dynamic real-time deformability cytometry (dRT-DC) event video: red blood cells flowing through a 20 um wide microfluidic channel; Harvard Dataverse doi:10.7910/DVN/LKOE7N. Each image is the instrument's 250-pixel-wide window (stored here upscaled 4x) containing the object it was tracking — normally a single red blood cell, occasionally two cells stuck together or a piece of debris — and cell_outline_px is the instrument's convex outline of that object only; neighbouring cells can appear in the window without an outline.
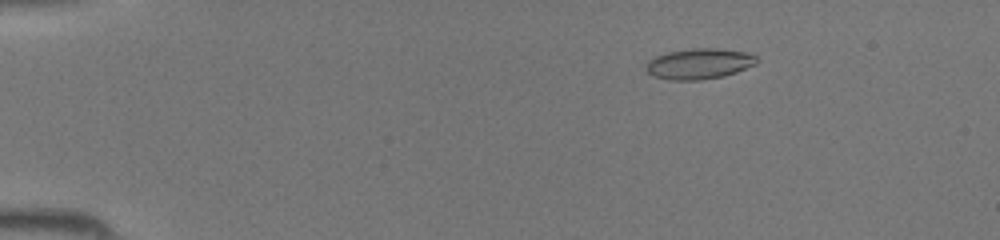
{"species": "common noctule bat (a hibernating species)", "species_latin": "Nyctalus noctula", "temperature_condition": "room temperature", "stored_images_in_passage": 14, "camera_frame_rate_fps": 3000, "um_per_image_px": 0.085, "animal": {"sex": "female", "body_mass_g": 19.5, "forearm_length_mm": 54.1}, "frame": {"image": 1, "passage_image": 8, "time_ms": 2.333, "image_size_px": [1000, 240], "cell_outline_px": [[760, 60], [756, 64], [736, 72], [724, 76], [700, 80], [672, 80], [652, 76], [644, 68], [644, 64], [648, 60], [656, 56], [668, 52], [692, 48], [716, 48], [748, 52], [756, 56]], "centroid_in_image_um": [59.43, 5.42], "position_along_channel_um": 25.6, "area_um2": 20.0}}